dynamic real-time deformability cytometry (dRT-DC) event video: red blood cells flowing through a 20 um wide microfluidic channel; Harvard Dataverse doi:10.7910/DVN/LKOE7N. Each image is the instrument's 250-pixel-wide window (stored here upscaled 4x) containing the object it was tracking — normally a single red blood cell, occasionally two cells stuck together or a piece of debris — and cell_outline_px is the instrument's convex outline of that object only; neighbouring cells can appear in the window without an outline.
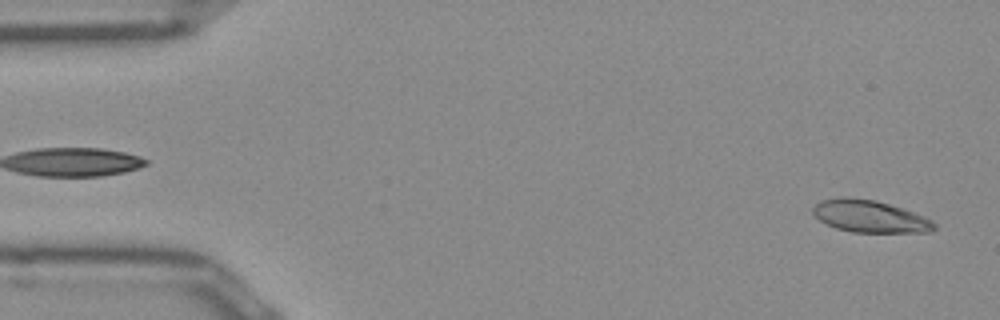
{"species": "Egyptian fruit bat (a non-hibernating species)", "species_latin": "Rousettus aegyptiacus", "temperature_condition": "room temperature", "stored_images_in_passage": 49, "camera_frame_rate_fps": 3000, "um_per_image_px": 0.085, "frame": {"image": 1, "passage_image": 1, "time_ms": 0.0, "image_size_px": [1000, 320], "cell_outline_px": [[936, 228], [932, 232], [852, 232], [836, 228], [820, 220], [812, 212], [812, 208], [820, 200], [840, 196], [848, 196], [876, 200], [924, 216], [932, 220], [936, 224]], "centroid_in_image_um": [73.92, 18.38], "position_along_channel_um": 11.1, "area_um2": 22.77}}
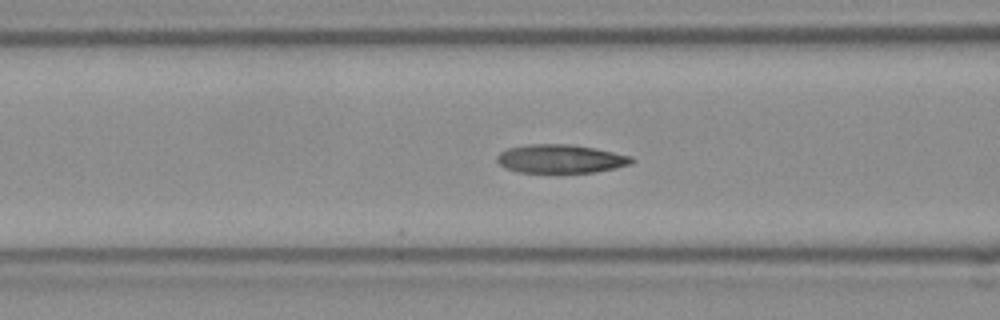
{"frame": {"image": 2, "passage_image": 18, "time_ms": 5.667, "image_size_px": [1000, 320], "cell_outline_px": [[636, 160], [632, 164], [596, 172], [520, 172], [504, 168], [496, 160], [496, 156], [500, 152], [508, 148], [528, 144], [568, 144], [592, 148], [632, 156]], "centroid_in_image_um": [47.64, 13.5], "position_along_channel_um": 119.0, "area_um2": 22.31}}
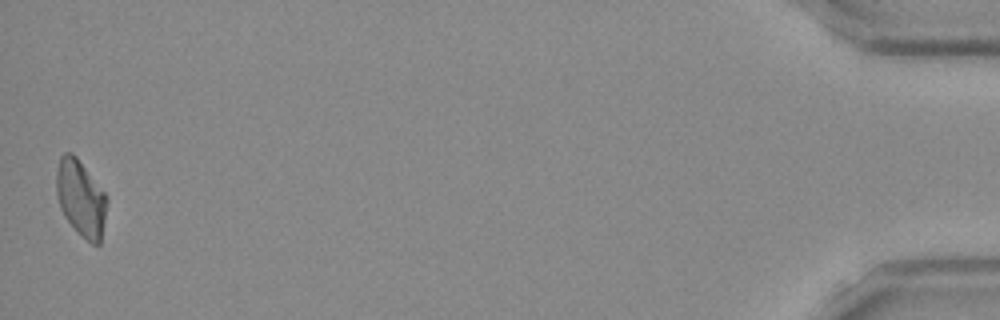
{"frame": {"image": 3, "passage_image": 49, "time_ms": 16.0, "image_size_px": [1000, 320], "cell_outline_px": [[108, 200], [100, 244], [92, 244], [64, 216], [60, 208], [56, 192], [56, 172], [60, 156], [64, 152], [72, 152], [76, 156], [108, 196]], "centroid_in_image_um": [6.87, 16.79], "position_along_channel_um": 428.3, "area_um2": 22.25}, "authors_computed_cell_mechanics": {"area_um2": 22.4842, "velocity_mm_per_s": 3.9449, "shape_relaxation_time_tau1_ms": 10.5407, "shape_relaxation_time_tau2_ms": 2.5392, "deformation_change_tau1": 0.2362, "deformation_change_tau2": 0.0867}}